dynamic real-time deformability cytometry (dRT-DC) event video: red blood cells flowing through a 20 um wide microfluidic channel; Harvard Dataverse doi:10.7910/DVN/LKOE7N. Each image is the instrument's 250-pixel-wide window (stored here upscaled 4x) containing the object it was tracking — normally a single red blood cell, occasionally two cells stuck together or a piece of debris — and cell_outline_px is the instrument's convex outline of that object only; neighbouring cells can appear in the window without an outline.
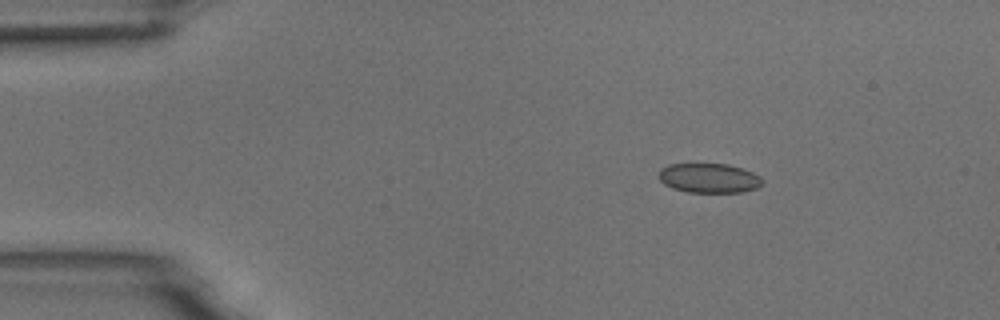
{"species": "common noctule bat (a hibernating species)", "species_latin": "Nyctalus noctula", "temperature_condition": "room temperature", "stored_images_in_passage": 5, "segment_of_instrument_passage": [2, 2], "camera_frame_rate_fps": 3000, "um_per_image_px": 0.085, "animal": {"sex": "male", "body_mass_g": 18.8}, "frame": {"image": 1, "passage_image": 5, "time_ms": 5.667, "image_size_px": [1000, 320], "cell_outline_px": [[764, 180], [756, 188], [744, 192], [688, 192], [672, 188], [664, 184], [660, 180], [660, 168], [668, 164], [728, 164], [744, 168], [760, 176]], "centroid_in_image_um": [60.28, 15.13], "position_along_channel_um": 24.7, "area_um2": 17.86}}